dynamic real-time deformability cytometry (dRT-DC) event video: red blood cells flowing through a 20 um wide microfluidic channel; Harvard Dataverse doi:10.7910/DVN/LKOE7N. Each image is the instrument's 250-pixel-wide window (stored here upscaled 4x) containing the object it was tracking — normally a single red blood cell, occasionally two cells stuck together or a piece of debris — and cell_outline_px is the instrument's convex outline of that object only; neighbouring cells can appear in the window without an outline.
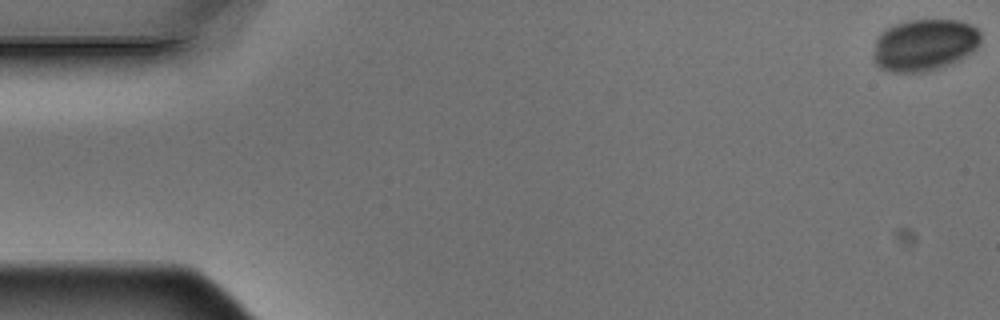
{"species": "Egyptian fruit bat (a non-hibernating species)", "species_latin": "Rousettus aegyptiacus", "temperature_condition": "warm", "stored_images_in_passage": 5, "camera_frame_rate_fps": 3000, "um_per_image_px": 0.085, "animal": {"sex": "male"}, "frame": {"image": 1, "passage_image": 1, "time_ms": 0.0, "image_size_px": [1000, 320], "cell_outline_px": [[980, 44], [972, 52], [948, 64], [936, 68], [920, 72], [892, 72], [880, 68], [872, 60], [872, 56], [876, 40], [880, 32], [896, 24], [908, 20], [960, 20], [972, 24], [980, 32]], "centroid_in_image_um": [78.55, 3.8], "position_along_channel_um": 6.4, "area_um2": 32.37}}
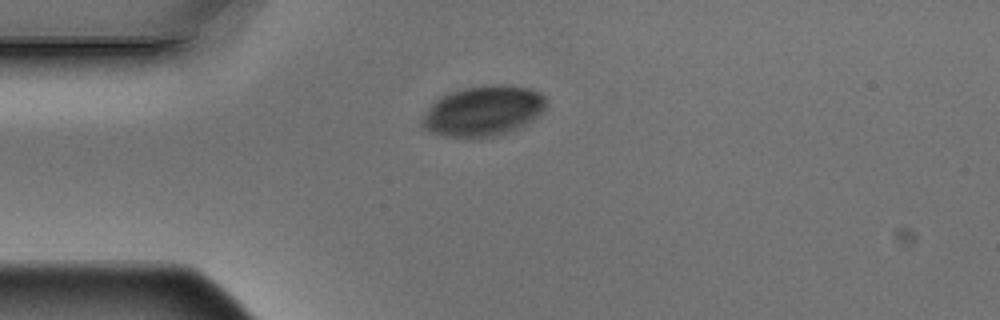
{"frame": {"image": 2, "passage_image": 4, "time_ms": 1.0, "image_size_px": [1000, 320], "cell_outline_px": [[548, 104], [536, 116], [520, 128], [496, 136], [444, 136], [432, 132], [424, 128], [420, 124], [420, 120], [428, 108], [440, 96], [448, 92], [464, 88], [484, 84], [500, 84], [528, 88], [540, 92], [548, 100]], "centroid_in_image_um": [41.07, 9.4], "position_along_channel_um": 43.9, "area_um2": 36.24}}